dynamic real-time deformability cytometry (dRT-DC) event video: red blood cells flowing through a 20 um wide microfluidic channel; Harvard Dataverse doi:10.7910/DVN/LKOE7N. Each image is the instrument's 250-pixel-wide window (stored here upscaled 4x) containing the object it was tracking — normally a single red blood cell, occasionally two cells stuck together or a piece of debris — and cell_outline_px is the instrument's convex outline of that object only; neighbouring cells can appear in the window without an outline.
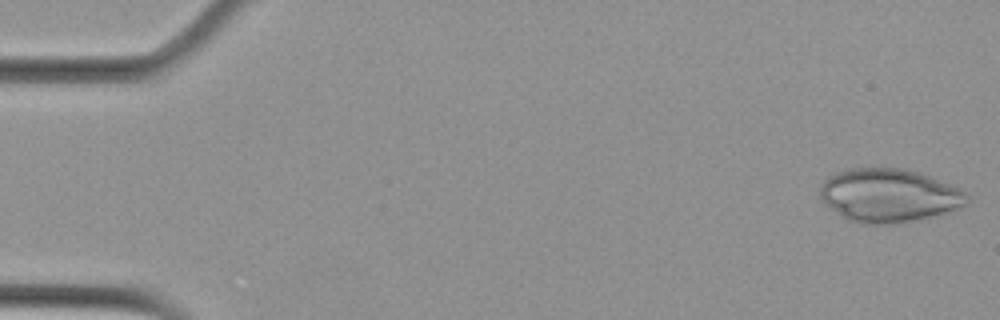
{"species": "Egyptian fruit bat (a non-hibernating species)", "species_latin": "Rousettus aegyptiacus", "temperature_condition": "cold", "stored_images_in_passage": 55, "camera_frame_rate_fps": 3000, "um_per_image_px": 0.085, "animal": {"sex": "female"}, "frame": {"image": 1, "passage_image": 1, "time_ms": 0.0, "image_size_px": [1000, 320], "cell_outline_px": [[968, 204], [960, 208], [936, 216], [892, 224], [864, 224], [852, 220], [844, 216], [832, 208], [820, 196], [820, 184], [828, 176], [836, 172], [848, 168], [904, 168], [920, 172], [960, 188], [968, 196]], "centroid_in_image_um": [75.6, 16.59], "position_along_channel_um": 9.4, "area_um2": 45.72}}
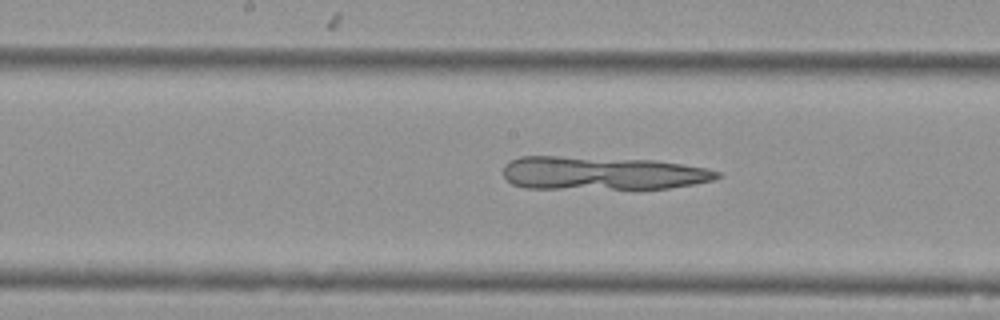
{"frame": {"image": 2, "passage_image": 28, "time_ms": 9.0, "image_size_px": [1000, 320], "cell_outline_px": [[720, 176], [716, 180], [696, 184], [668, 188], [524, 188], [512, 184], [504, 176], [504, 164], [520, 156], [560, 156], [656, 160], [684, 164], [708, 168], [720, 172]], "centroid_in_image_um": [51.22, 14.71], "position_along_channel_um": 197.0, "area_um2": 41.73}}
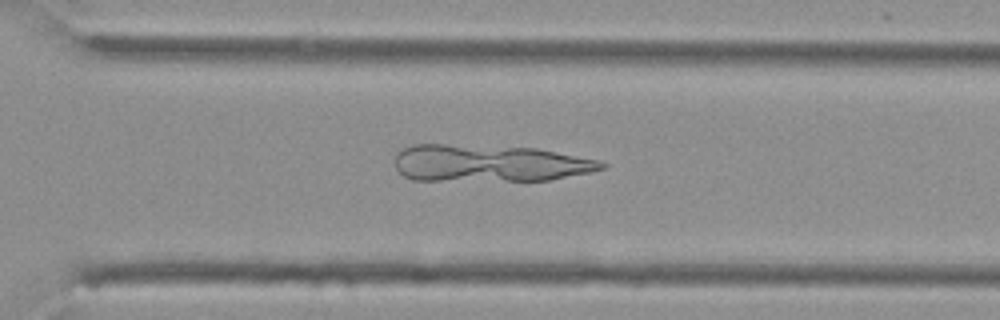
{"frame": {"image": 3, "passage_image": 39, "time_ms": 12.667, "image_size_px": [1000, 320], "cell_outline_px": [[608, 164], [604, 168], [592, 172], [552, 180], [412, 180], [404, 176], [396, 168], [396, 156], [404, 148], [412, 144], [444, 144], [536, 148], [600, 160]], "centroid_in_image_um": [41.63, 13.88], "position_along_channel_um": 329.0, "area_um2": 44.56}}